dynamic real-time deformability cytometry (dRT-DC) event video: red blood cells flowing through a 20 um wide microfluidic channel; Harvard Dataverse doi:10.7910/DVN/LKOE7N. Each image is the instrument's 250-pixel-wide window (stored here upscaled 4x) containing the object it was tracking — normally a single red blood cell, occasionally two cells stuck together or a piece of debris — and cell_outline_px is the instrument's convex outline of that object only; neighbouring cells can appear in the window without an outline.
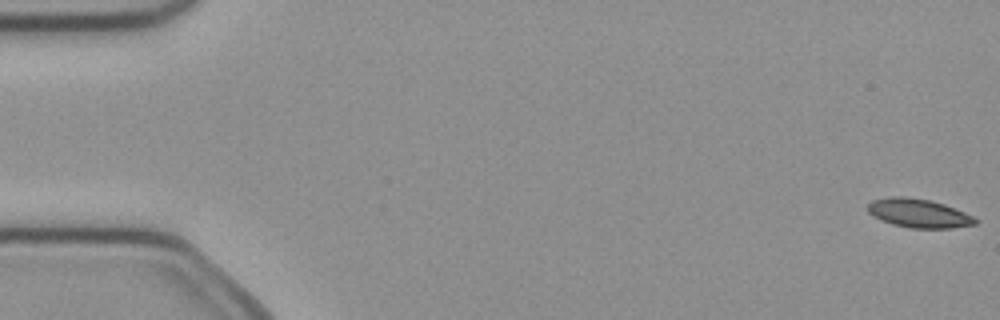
{"species": "common noctule bat (a hibernating species)", "species_latin": "Nyctalus noctula", "temperature_condition": "cold", "stored_images_in_passage": 5, "camera_frame_rate_fps": 3000, "um_per_image_px": 0.085, "animal": {"sex": "female", "body_mass_g": 21.9}, "frame": {"image": 1, "passage_image": 1, "time_ms": 0.0, "image_size_px": [1000, 320], "cell_outline_px": [[980, 220], [976, 224], [948, 228], [912, 228], [892, 224], [880, 220], [872, 216], [868, 212], [868, 204], [872, 200], [892, 196], [904, 196], [928, 200], [944, 204], [964, 212]], "centroid_in_image_um": [78.06, 18.12], "position_along_channel_um": 6.9, "area_um2": 17.98}}
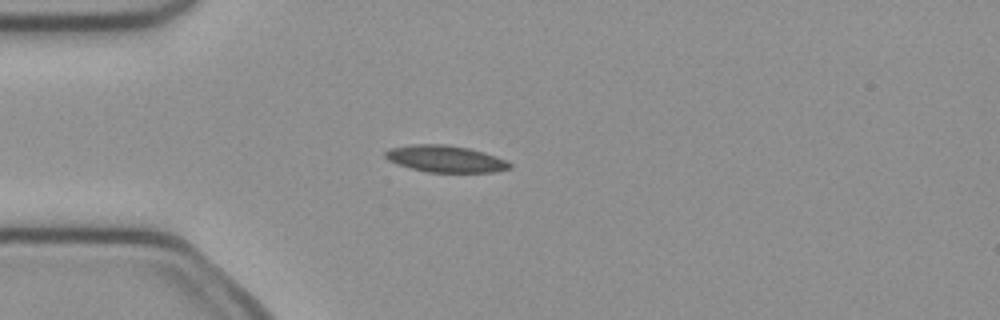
{"frame": {"image": 2, "passage_image": 5, "time_ms": 1.333, "image_size_px": [1000, 320], "cell_outline_px": [[512, 168], [496, 172], [428, 172], [412, 168], [388, 160], [384, 156], [384, 152], [388, 148], [412, 144], [448, 144], [468, 148], [484, 152], [508, 160], [512, 164]], "centroid_in_image_um": [37.9, 13.49], "position_along_channel_um": 47.1, "area_um2": 19.54}}